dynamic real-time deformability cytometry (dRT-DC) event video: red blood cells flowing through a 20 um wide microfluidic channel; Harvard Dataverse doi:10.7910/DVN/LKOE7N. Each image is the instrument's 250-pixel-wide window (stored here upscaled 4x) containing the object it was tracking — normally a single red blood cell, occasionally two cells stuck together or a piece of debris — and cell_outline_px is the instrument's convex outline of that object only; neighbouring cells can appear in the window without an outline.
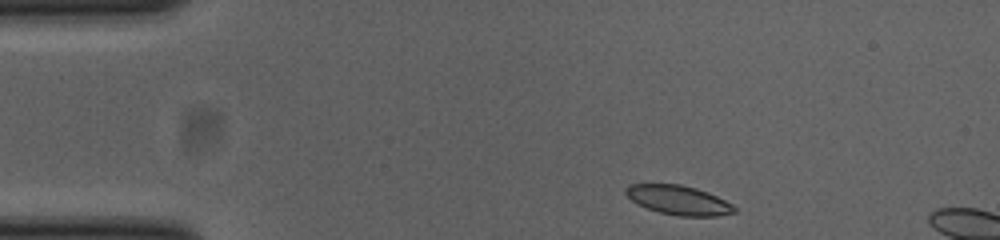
{"species": "common noctule bat (a hibernating species)", "species_latin": "Nyctalus noctula", "temperature_condition": "cold", "stored_images_in_passage": 6, "camera_frame_rate_fps": 3000, "um_per_image_px": 0.085, "animal": {"sex": "female", "body_mass_g": 23.0, "forearm_length_mm": 53.4}, "frame": {"image": 1, "passage_image": 1, "time_ms": 0.0, "image_size_px": [1000, 240], "cell_outline_px": [[736, 212], [716, 216], [676, 216], [660, 212], [636, 204], [624, 192], [624, 188], [628, 184], [680, 184], [696, 188], [708, 192], [732, 204], [736, 208]], "centroid_in_image_um": [57.66, 17.0], "position_along_channel_um": 27.3, "area_um2": 18.55}}